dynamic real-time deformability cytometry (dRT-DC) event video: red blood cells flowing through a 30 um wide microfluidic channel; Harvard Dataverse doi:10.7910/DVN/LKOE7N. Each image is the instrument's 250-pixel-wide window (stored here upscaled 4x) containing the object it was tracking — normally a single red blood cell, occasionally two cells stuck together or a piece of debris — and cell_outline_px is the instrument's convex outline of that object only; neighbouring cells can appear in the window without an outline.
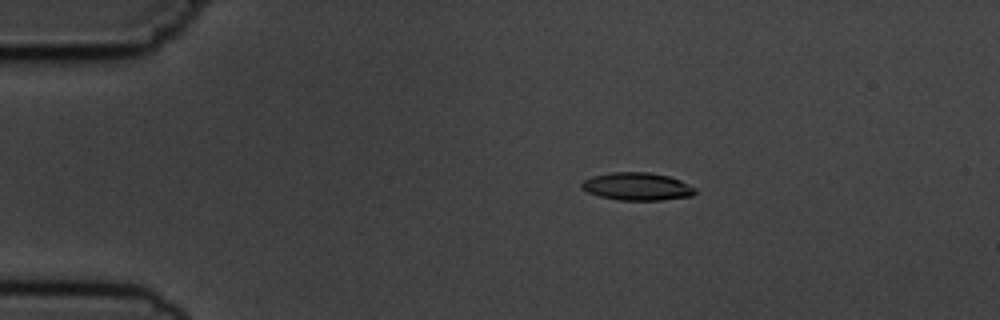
{"species": "common noctule bat (a hibernating species)", "species_latin": "Nyctalus noctula", "temperature_condition": "cold", "stored_images_in_passage": 7, "camera_frame_rate_fps": 3000, "um_per_image_px": 0.085, "animal": {"sex": "male", "body_mass_g": 19.5, "forearm_length_mm": 54.6}, "frame": {"image": 1, "passage_image": 1, "time_ms": 0.0, "image_size_px": [1000, 320], "cell_outline_px": [[696, 192], [692, 196], [660, 200], [620, 200], [600, 196], [588, 192], [580, 188], [580, 184], [584, 180], [592, 176], [612, 172], [648, 172], [668, 176], [680, 180], [696, 188]], "centroid_in_image_um": [54.15, 15.85], "position_along_channel_um": 30.9, "area_um2": 18.32}}
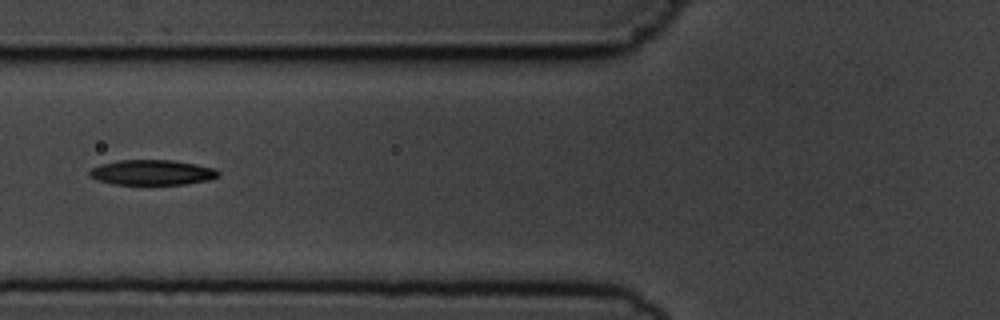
{"frame": {"image": 2, "passage_image": 4, "time_ms": 3.667, "image_size_px": [1000, 320], "cell_outline_px": [[220, 176], [208, 180], [184, 184], [116, 184], [96, 180], [88, 176], [88, 172], [92, 168], [100, 164], [116, 160], [172, 160], [196, 164], [216, 168], [220, 172]], "centroid_in_image_um": [12.92, 14.65], "position_along_channel_um": 112.9, "area_um2": 19.02}}
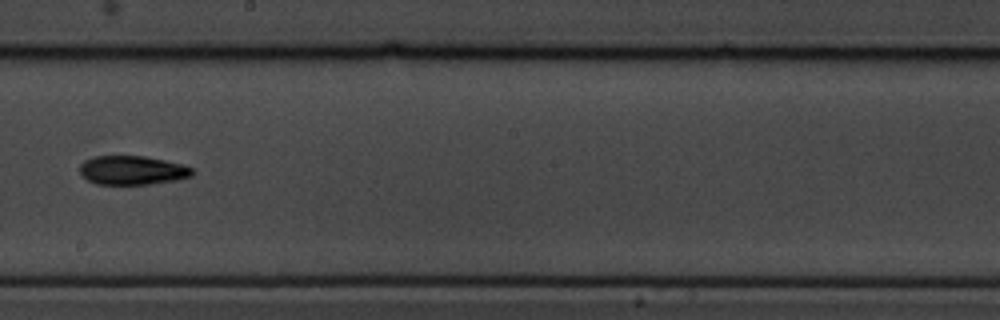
{"frame": {"image": 3, "passage_image": 7, "time_ms": 7.0, "image_size_px": [1000, 320], "cell_outline_px": [[196, 172], [192, 176], [176, 180], [148, 184], [96, 184], [88, 180], [80, 172], [80, 164], [84, 160], [96, 156], [144, 156], [184, 164], [192, 168]], "centroid_in_image_um": [11.28, 14.47], "position_along_channel_um": 236.9, "area_um2": 19.02}}